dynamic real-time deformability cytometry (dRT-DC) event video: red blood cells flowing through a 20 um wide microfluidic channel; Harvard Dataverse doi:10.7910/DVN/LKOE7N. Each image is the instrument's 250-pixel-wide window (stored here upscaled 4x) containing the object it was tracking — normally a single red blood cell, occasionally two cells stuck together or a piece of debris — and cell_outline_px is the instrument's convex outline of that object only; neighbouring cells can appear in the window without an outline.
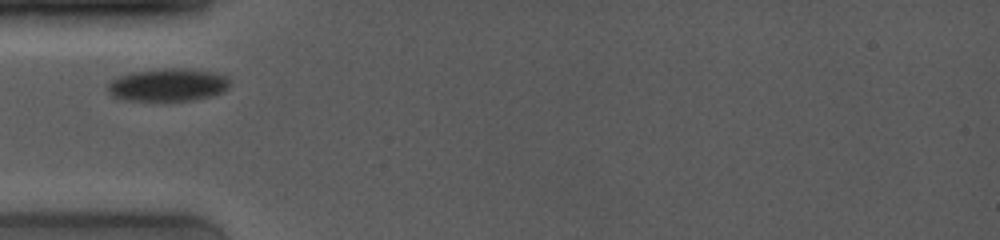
{"species": "common noctule bat (a hibernating species)", "species_latin": "Nyctalus noctula", "temperature_condition": "room temperature", "stored_images_in_passage": 53, "camera_frame_rate_fps": 4000, "um_per_image_px": 0.085, "animal": {"sex": "female", "body_mass_g": 19.0, "forearm_length_mm": 53.3}, "frame": {"image": 1, "passage_image": 1, "time_ms": 0.0, "image_size_px": [1000, 240], "cell_outline_px": [[232, 84], [224, 92], [212, 96], [192, 100], [120, 100], [112, 96], [108, 92], [108, 84], [116, 76], [128, 72], [164, 68], [180, 68], [212, 72], [224, 76]], "centroid_in_image_um": [14.24, 7.21], "position_along_channel_um": 70.8, "area_um2": 23.47}}
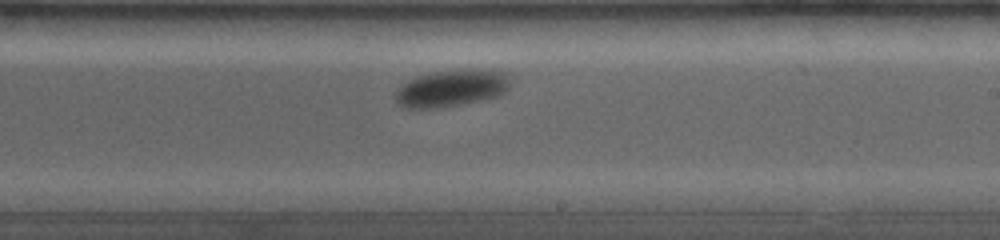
{"frame": {"image": 2, "passage_image": 32, "time_ms": 4.75, "image_size_px": [1000, 240], "cell_outline_px": [[508, 88], [500, 96], [484, 100], [440, 108], [404, 108], [396, 100], [396, 92], [408, 80], [420, 76], [436, 72], [468, 68], [508, 72]], "centroid_in_image_um": [38.43, 7.5], "position_along_channel_um": 250.6, "area_um2": 24.62}}
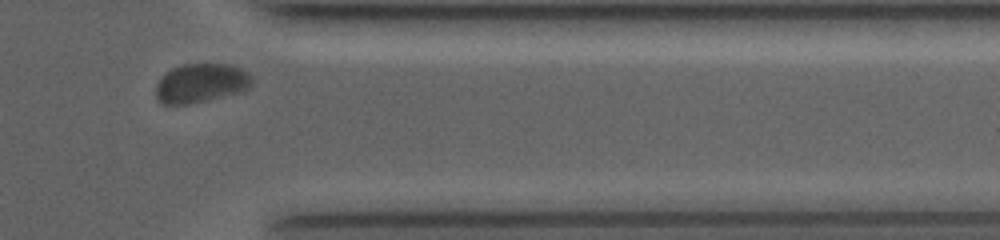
{"frame": {"image": 3, "passage_image": 51, "time_ms": 8.5, "image_size_px": [1000, 240], "cell_outline_px": [[252, 84], [248, 88], [236, 92], [188, 104], [160, 104], [156, 100], [156, 84], [172, 68], [184, 64], [228, 64], [240, 68], [248, 72], [252, 76]], "centroid_in_image_um": [17.06, 7.06], "position_along_channel_um": 394.3, "area_um2": 21.5}}